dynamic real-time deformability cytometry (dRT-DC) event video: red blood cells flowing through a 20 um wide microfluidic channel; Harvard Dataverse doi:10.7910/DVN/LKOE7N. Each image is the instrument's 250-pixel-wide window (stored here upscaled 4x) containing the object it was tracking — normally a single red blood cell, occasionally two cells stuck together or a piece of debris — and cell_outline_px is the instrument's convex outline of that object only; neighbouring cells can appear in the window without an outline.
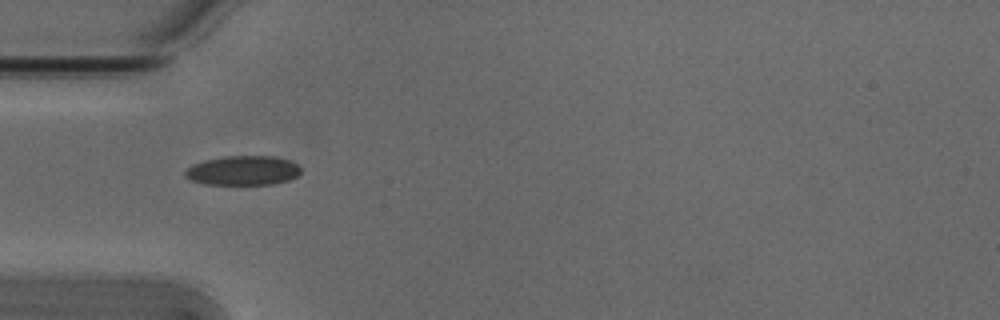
{"species": "Egyptian fruit bat (a non-hibernating species)", "species_latin": "Rousettus aegyptiacus", "temperature_condition": "cold", "stored_images_in_passage": 38, "camera_frame_rate_fps": 3000, "um_per_image_px": 0.085, "animal": {"sex": "male"}, "frame": {"image": 1, "passage_image": 1, "time_ms": 0.0, "image_size_px": [1000, 320], "cell_outline_px": [[300, 172], [296, 176], [288, 180], [272, 184], [204, 184], [192, 180], [184, 176], [184, 172], [192, 164], [204, 160], [224, 156], [272, 156], [288, 160], [296, 164], [300, 168]], "centroid_in_image_um": [20.62, 14.49], "position_along_channel_um": 64.4, "area_um2": 19.71}}
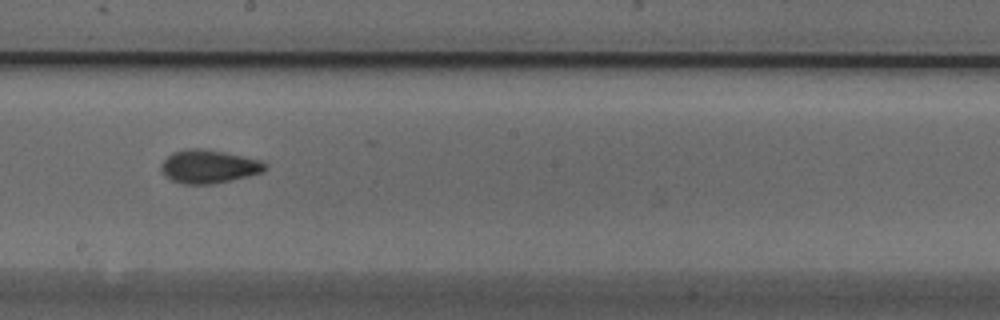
{"frame": {"image": 2, "passage_image": 14, "time_ms": 4.333, "image_size_px": [1000, 320], "cell_outline_px": [[268, 168], [264, 172], [232, 180], [212, 184], [180, 184], [172, 180], [160, 168], [160, 164], [172, 152], [188, 148], [204, 148], [224, 152], [260, 160]], "centroid_in_image_um": [17.74, 14.15], "position_along_channel_um": 230.5, "area_um2": 20.17}}
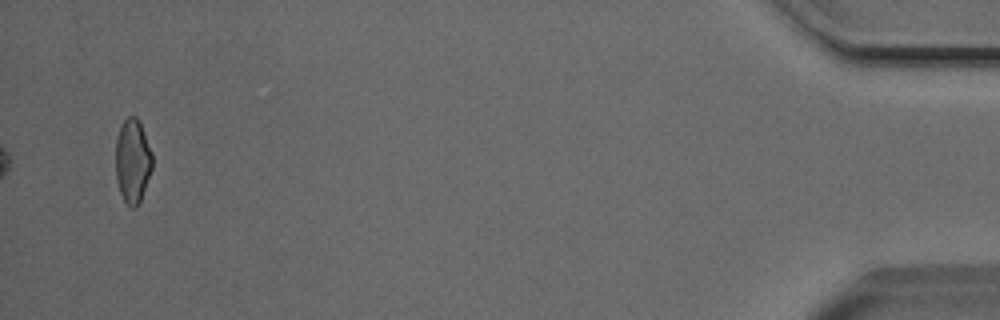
{"frame": {"image": 3, "passage_image": 36, "time_ms": 11.667, "image_size_px": [1000, 320], "cell_outline_px": [[152, 168], [140, 200], [136, 208], [128, 208], [120, 192], [116, 180], [116, 140], [120, 128], [124, 120], [128, 116], [136, 116], [140, 124], [152, 152]], "centroid_in_image_um": [11.26, 13.71], "position_along_channel_um": 423.9, "area_um2": 17.8}, "authors_computed_cell_mechanics": {"area_um2": 18.8428, "velocity_mm_per_s": 3.8502, "shape_relaxation_time_tau1_ms": 5.5203, "shape_relaxation_time_tau2_ms": 4.2876, "deformation_change_tau1": 0.1133, "deformation_change_tau2": 0.0956}}